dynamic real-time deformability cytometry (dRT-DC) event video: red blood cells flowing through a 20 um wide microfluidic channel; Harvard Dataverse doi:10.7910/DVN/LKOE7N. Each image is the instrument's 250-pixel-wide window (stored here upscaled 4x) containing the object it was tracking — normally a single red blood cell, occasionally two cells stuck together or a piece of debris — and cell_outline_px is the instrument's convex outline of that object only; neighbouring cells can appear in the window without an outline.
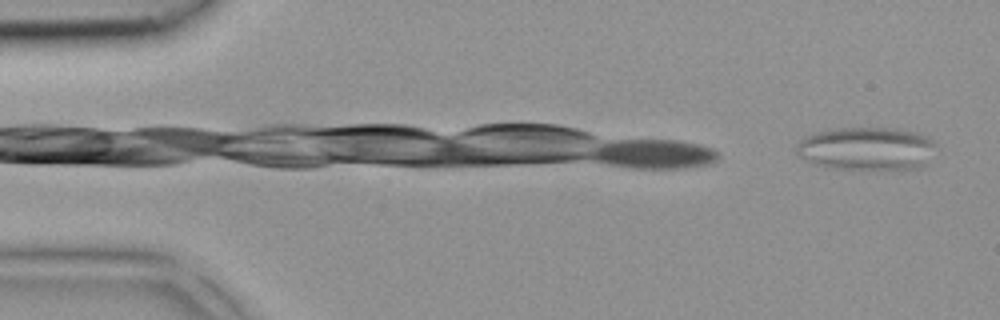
{"species": "common noctule bat (a hibernating species)", "species_latin": "Nyctalus noctula", "temperature_condition": "room temperature", "stored_images_in_passage": 31, "camera_frame_rate_fps": 3000, "um_per_image_px": 0.085, "animal": {"sex": "female", "body_mass_g": 18.4}, "frame": {"image": 1, "passage_image": 2, "time_ms": 0.333, "image_size_px": [1000, 320], "cell_outline_px": [[936, 144], [920, 164], [916, 168], [840, 168], [824, 164], [800, 156], [796, 152], [796, 148], [800, 140], [804, 136], [816, 132], [840, 128], [892, 128], [912, 132], [924, 136], [932, 140]], "centroid_in_image_um": [73.61, 12.58], "position_along_channel_um": 11.4, "area_um2": 33.35}}
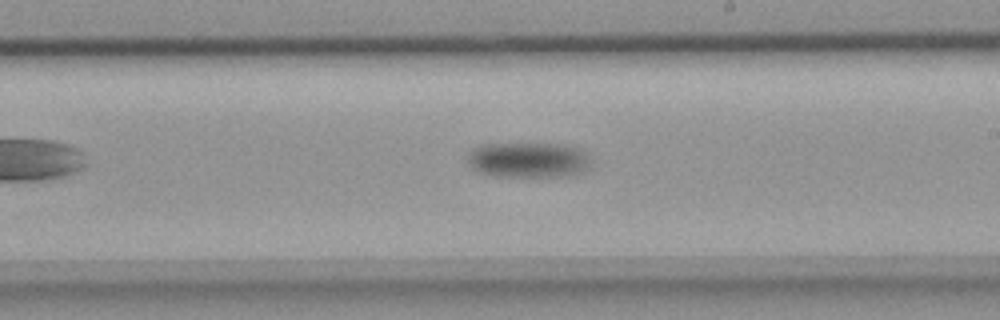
{"frame": {"image": 2, "passage_image": 20, "time_ms": 6.333, "image_size_px": [1000, 320], "cell_outline_px": [[588, 168], [584, 172], [568, 176], [496, 176], [480, 172], [472, 168], [468, 160], [468, 152], [472, 148], [480, 144], [556, 144], [572, 148], [580, 152], [588, 160]], "centroid_in_image_um": [44.8, 13.61], "position_along_channel_um": 244.2, "area_um2": 24.85}}
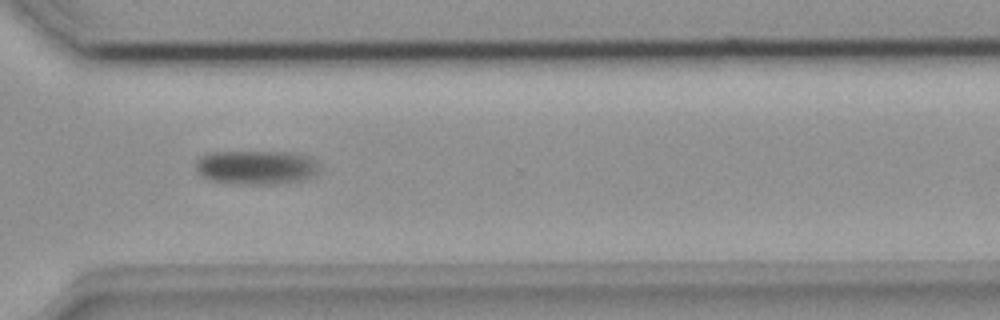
{"frame": {"image": 3, "passage_image": 27, "time_ms": 8.667, "image_size_px": [1000, 320], "cell_outline_px": [[320, 172], [304, 180], [284, 184], [228, 184], [208, 180], [196, 172], [196, 160], [200, 156], [208, 152], [284, 152], [304, 156], [312, 160], [320, 168]], "centroid_in_image_um": [21.71, 14.25], "position_along_channel_um": 348.9, "area_um2": 24.85}}